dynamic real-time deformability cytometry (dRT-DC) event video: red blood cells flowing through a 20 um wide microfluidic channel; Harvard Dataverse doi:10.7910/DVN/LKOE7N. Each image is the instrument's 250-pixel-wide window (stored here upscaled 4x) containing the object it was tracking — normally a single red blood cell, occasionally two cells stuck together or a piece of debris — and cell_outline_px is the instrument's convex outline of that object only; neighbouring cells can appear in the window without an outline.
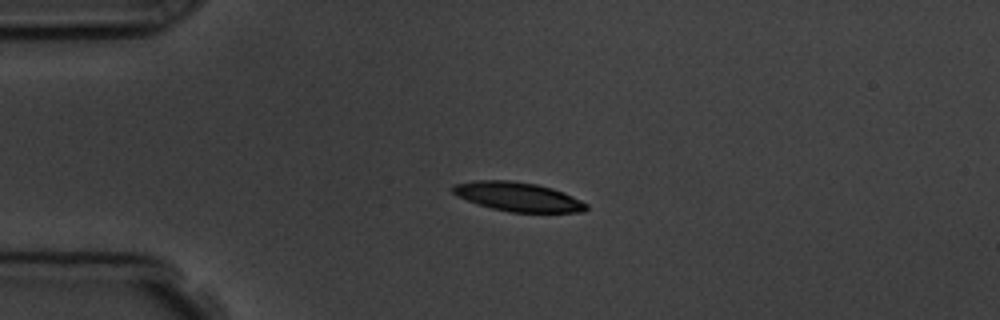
{"species": "common noctule bat (a hibernating species)", "species_latin": "Nyctalus noctula", "temperature_condition": "room temperature", "stored_images_in_passage": 3, "camera_frame_rate_fps": 3000, "um_per_image_px": 0.085, "animal": {"sex": "male", "body_mass_g": 19.5, "forearm_length_mm": 54.6}, "frame": {"image": 1, "passage_image": 1, "time_ms": 0.0, "image_size_px": [1000, 320], "cell_outline_px": [[588, 208], [584, 212], [512, 212], [492, 208], [468, 200], [452, 192], [452, 188], [456, 184], [476, 180], [508, 180], [536, 184], [552, 188], [564, 192], [588, 204]], "centroid_in_image_um": [44.08, 16.72], "position_along_channel_um": 40.9, "area_um2": 22.31}}